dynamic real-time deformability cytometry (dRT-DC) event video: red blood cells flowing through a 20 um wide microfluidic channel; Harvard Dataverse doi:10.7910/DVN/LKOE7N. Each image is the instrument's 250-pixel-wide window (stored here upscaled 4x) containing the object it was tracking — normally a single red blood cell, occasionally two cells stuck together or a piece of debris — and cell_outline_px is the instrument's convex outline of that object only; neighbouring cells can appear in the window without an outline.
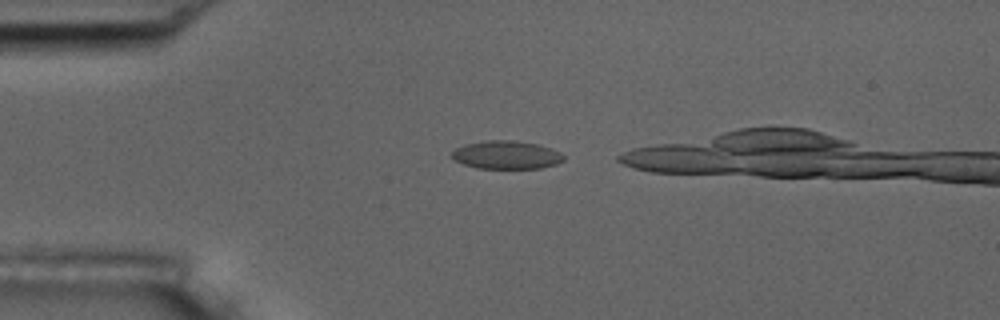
{"species": "common noctule bat (a hibernating species)", "species_latin": "Nyctalus noctula", "temperature_condition": "room temperature", "stored_images_in_passage": 11, "camera_frame_rate_fps": 3000, "um_per_image_px": 0.085, "animal": {"sex": "male", "body_mass_g": 17.5, "forearm_length_mm": 52.3}, "frame": {"image": 1, "passage_image": 4, "time_ms": 1.0, "image_size_px": [1000, 320], "cell_outline_px": [[564, 160], [556, 164], [540, 168], [476, 168], [464, 164], [456, 160], [452, 156], [452, 152], [456, 148], [464, 144], [484, 140], [512, 140], [540, 144], [552, 148], [560, 152], [564, 156]], "centroid_in_image_um": [43.07, 13.15], "position_along_channel_um": 41.9, "area_um2": 18.44}}